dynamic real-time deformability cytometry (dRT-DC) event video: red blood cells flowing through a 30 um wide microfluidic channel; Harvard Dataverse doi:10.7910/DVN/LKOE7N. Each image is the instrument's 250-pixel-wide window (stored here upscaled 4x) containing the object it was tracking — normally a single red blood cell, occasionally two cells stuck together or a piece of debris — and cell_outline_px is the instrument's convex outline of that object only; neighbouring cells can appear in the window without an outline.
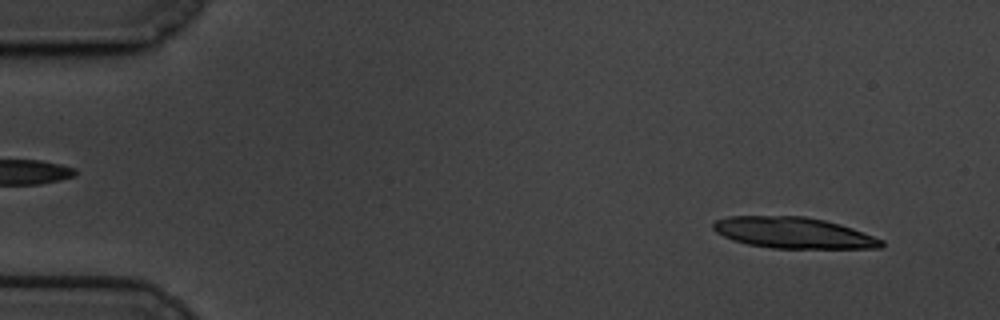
{"species": "common noctule bat (a hibernating species)", "species_latin": "Nyctalus noctula", "temperature_condition": "cold", "stored_images_in_passage": 57, "camera_frame_rate_fps": 3000, "um_per_image_px": 0.085, "animal": {"sex": "male", "body_mass_g": 19.5, "forearm_length_mm": 54.6}, "frame": {"image": 1, "passage_image": 4, "time_ms": 1.0, "image_size_px": [1000, 320], "cell_outline_px": [[884, 244], [880, 248], [772, 248], [748, 244], [732, 240], [716, 232], [712, 228], [712, 224], [716, 220], [728, 216], [804, 216], [824, 220], [840, 224], [852, 228], [884, 240]], "centroid_in_image_um": [67.43, 19.78], "position_along_channel_um": 17.6, "area_um2": 30.4}}
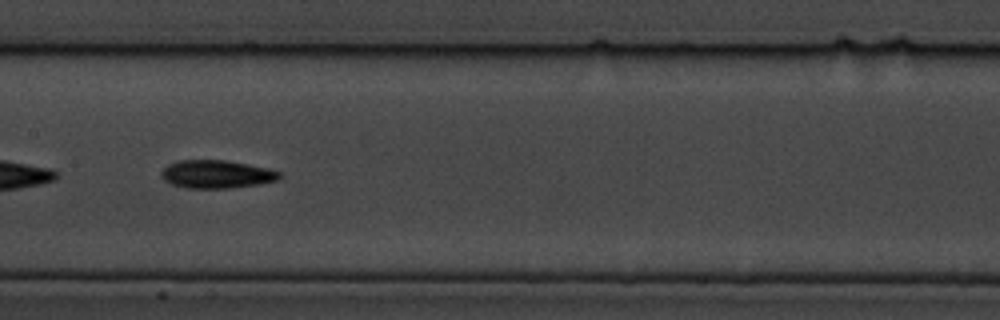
{"frame": {"image": 2, "passage_image": 29, "time_ms": 9.333, "image_size_px": [1000, 320], "cell_outline_px": [[280, 176], [276, 180], [260, 184], [228, 188], [188, 188], [172, 184], [164, 180], [160, 176], [160, 172], [168, 164], [176, 160], [224, 160], [248, 164], [268, 168], [280, 172]], "centroid_in_image_um": [18.37, 14.8], "position_along_channel_um": 189.0, "area_um2": 19.31}}
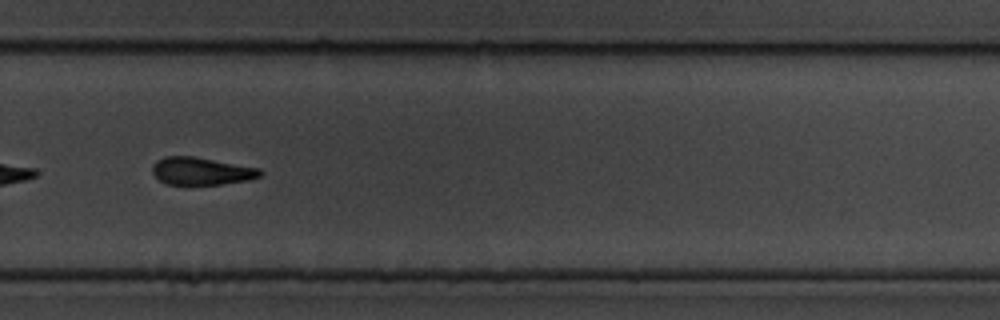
{"frame": {"image": 3, "passage_image": 40, "time_ms": 13.0, "image_size_px": [1000, 320], "cell_outline_px": [[264, 172], [260, 176], [248, 180], [220, 184], [168, 184], [160, 180], [152, 172], [152, 164], [156, 160], [164, 156], [192, 156], [260, 168]], "centroid_in_image_um": [17.11, 14.53], "position_along_channel_um": 312.7, "area_um2": 17.22}, "authors_computed_cell_mechanics": {"area_um2": 18.9006, "velocity_mm_per_s": 3.383, "shape_relaxation_time_tau1_ms": 2.3665, "shape_relaxation_time_tau2_ms": null, "deformation_change_tau1": 0.1298, "deformation_change_tau2": null}}